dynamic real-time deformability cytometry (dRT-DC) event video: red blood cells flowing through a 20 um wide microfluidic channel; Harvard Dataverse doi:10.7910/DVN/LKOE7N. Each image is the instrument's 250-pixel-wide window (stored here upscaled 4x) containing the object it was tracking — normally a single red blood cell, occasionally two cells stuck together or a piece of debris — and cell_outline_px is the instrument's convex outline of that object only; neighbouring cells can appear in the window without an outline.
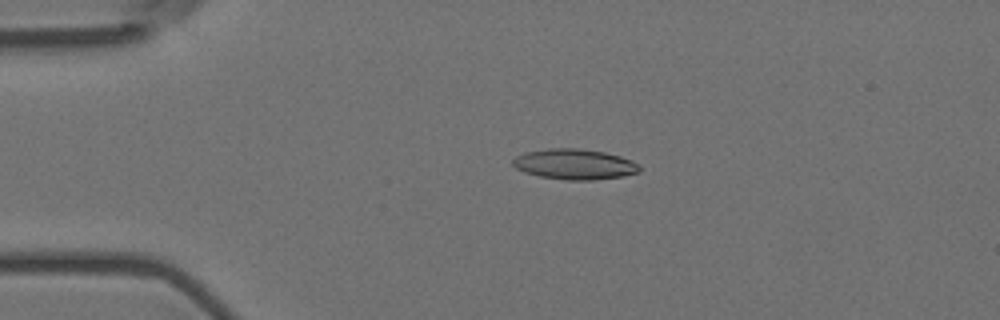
{"species": "Egyptian fruit bat (a non-hibernating species)", "species_latin": "Rousettus aegyptiacus", "temperature_condition": "room temperature", "stored_images_in_passage": 56, "camera_frame_rate_fps": 3000, "um_per_image_px": 0.085, "animal": {"sex": "female"}, "frame": {"image": 1, "passage_image": 12, "time_ms": 3.667, "image_size_px": [1000, 320], "cell_outline_px": [[640, 172], [620, 176], [592, 180], [564, 180], [540, 176], [524, 172], [516, 168], [512, 164], [512, 160], [516, 156], [524, 152], [548, 148], [580, 148], [604, 152], [620, 156], [632, 160], [640, 164]], "centroid_in_image_um": [48.83, 13.95], "position_along_channel_um": 36.2, "area_um2": 22.6}}
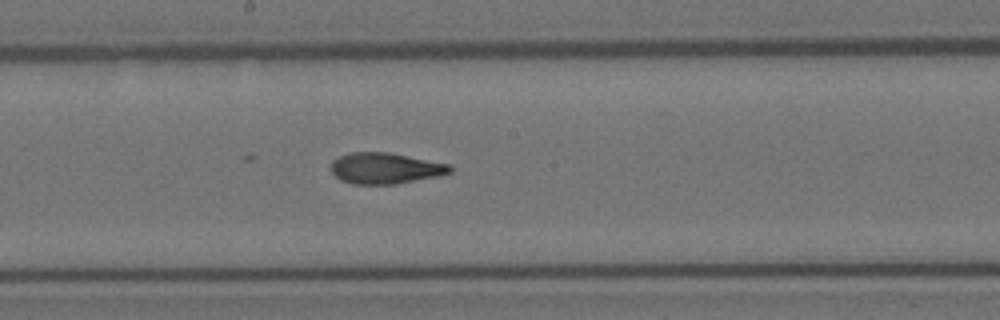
{"frame": {"image": 2, "passage_image": 30, "time_ms": 9.667, "image_size_px": [1000, 320], "cell_outline_px": [[452, 172], [440, 176], [396, 184], [352, 184], [340, 180], [332, 172], [332, 160], [348, 152], [388, 152], [448, 164], [452, 168]], "centroid_in_image_um": [32.74, 14.31], "position_along_channel_um": 215.5, "area_um2": 21.5}}
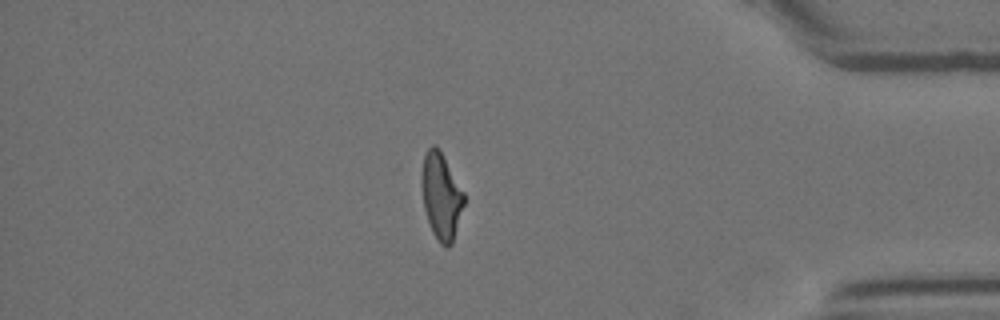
{"frame": {"image": 3, "passage_image": 48, "time_ms": 15.667, "image_size_px": [1000, 320], "cell_outline_px": [[464, 204], [452, 244], [448, 248], [444, 248], [440, 244], [432, 232], [424, 208], [420, 180], [420, 176], [424, 156], [428, 148], [432, 144], [436, 144], [440, 148], [464, 192]], "centroid_in_image_um": [37.49, 16.64], "position_along_channel_um": 397.7, "area_um2": 21.62}, "authors_computed_cell_mechanics": {"area_um2": 21.675, "velocity_mm_per_s": 3.6036, "shape_relaxation_time_tau1_ms": null, "shape_relaxation_time_tau2_ms": 2.2167, "deformation_change_tau1": null, "deformation_change_tau2": 0.1016}}